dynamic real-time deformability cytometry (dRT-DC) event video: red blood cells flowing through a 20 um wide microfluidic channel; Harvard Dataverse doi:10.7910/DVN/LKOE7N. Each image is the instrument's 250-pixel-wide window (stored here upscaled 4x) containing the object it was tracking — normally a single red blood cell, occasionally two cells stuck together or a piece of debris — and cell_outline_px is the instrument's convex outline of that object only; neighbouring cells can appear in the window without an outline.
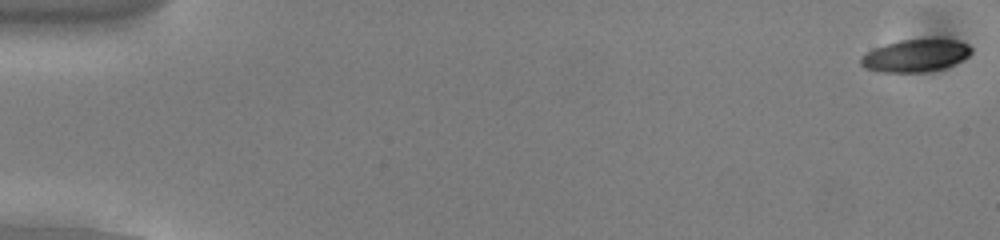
{"species": "common noctule bat (a hibernating species)", "species_latin": "Nyctalus noctula", "temperature_condition": "cold", "stored_images_in_passage": 12, "camera_frame_rate_fps": 3000, "um_per_image_px": 0.085, "animal": {"sex": "male", "body_mass_g": 13.0, "forearm_length_mm": 53.1}, "frame": {"image": 1, "passage_image": 1, "time_ms": 0.0, "image_size_px": [1000, 240], "cell_outline_px": [[972, 52], [968, 56], [944, 68], [924, 72], [880, 72], [864, 68], [860, 64], [860, 56], [884, 44], [900, 40], [956, 40], [968, 44], [972, 48]], "centroid_in_image_um": [77.78, 4.74], "position_along_channel_um": 7.2, "area_um2": 20.63}}